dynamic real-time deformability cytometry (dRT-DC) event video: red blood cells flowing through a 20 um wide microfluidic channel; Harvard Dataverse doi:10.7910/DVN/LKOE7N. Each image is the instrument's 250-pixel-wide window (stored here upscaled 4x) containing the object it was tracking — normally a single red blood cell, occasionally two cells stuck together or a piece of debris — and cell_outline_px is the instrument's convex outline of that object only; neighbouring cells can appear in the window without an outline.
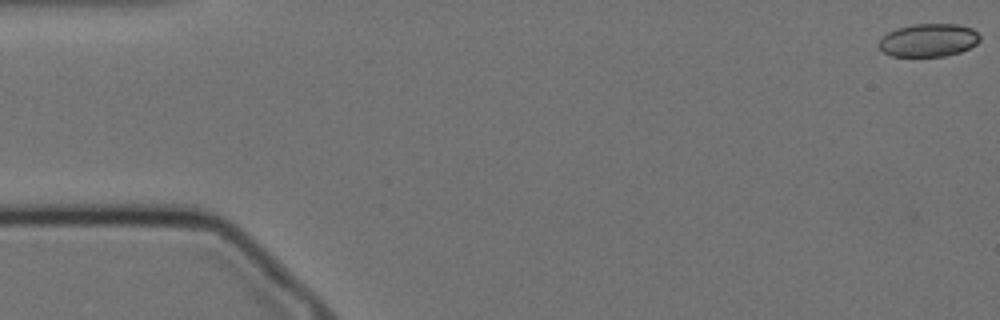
{"species": "Egyptian fruit bat (a non-hibernating species)", "species_latin": "Rousettus aegyptiacus", "temperature_condition": "cold", "stored_images_in_passage": 58, "camera_frame_rate_fps": 3000, "um_per_image_px": 0.085, "animal": {"sex": "female"}, "frame": {"image": 1, "passage_image": 1, "time_ms": 0.0, "image_size_px": [1000, 320], "cell_outline_px": [[980, 40], [976, 44], [960, 52], [944, 56], [892, 56], [884, 52], [880, 48], [880, 40], [888, 32], [896, 28], [912, 24], [960, 24], [972, 28], [980, 36]], "centroid_in_image_um": [78.94, 3.4], "position_along_channel_um": 6.1, "area_um2": 19.36}}
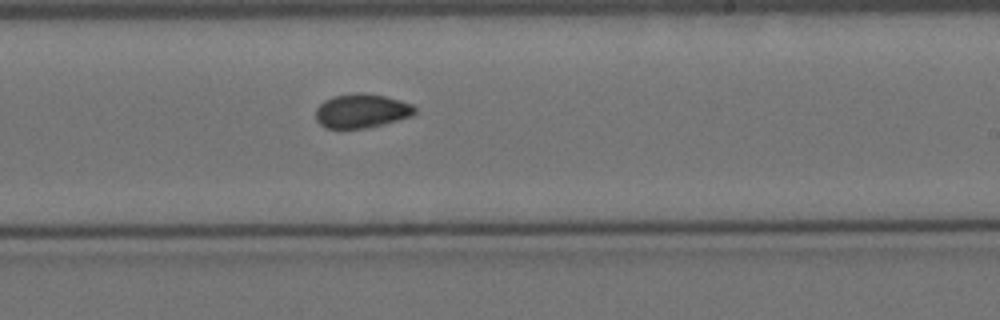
{"frame": {"image": 2, "passage_image": 34, "time_ms": 11.0, "image_size_px": [1000, 320], "cell_outline_px": [[416, 112], [412, 116], [384, 124], [364, 128], [324, 128], [316, 120], [316, 108], [324, 100], [332, 96], [356, 92], [364, 92], [384, 96], [400, 100], [412, 104], [416, 108]], "centroid_in_image_um": [30.73, 9.41], "position_along_channel_um": 258.3, "area_um2": 19.83}}
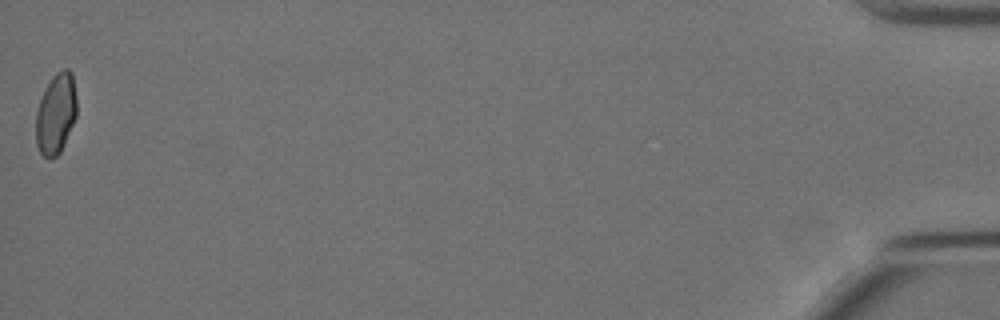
{"frame": {"image": 3, "passage_image": 58, "time_ms": 19.0, "image_size_px": [1000, 320], "cell_outline_px": [[76, 116], [64, 144], [60, 152], [56, 156], [48, 160], [40, 152], [36, 144], [36, 112], [44, 88], [52, 76], [56, 72], [64, 68], [68, 68], [72, 72], [76, 96]], "centroid_in_image_um": [4.74, 9.64], "position_along_channel_um": 430.5, "area_um2": 19.31}, "authors_computed_cell_mechanics": {"area_um2": 19.8832, "velocity_mm_per_s": 3.4547, "shape_relaxation_time_tau1_ms": null, "shape_relaxation_time_tau2_ms": 2.63, "deformation_change_tau1": null, "deformation_change_tau2": 0.0546}}